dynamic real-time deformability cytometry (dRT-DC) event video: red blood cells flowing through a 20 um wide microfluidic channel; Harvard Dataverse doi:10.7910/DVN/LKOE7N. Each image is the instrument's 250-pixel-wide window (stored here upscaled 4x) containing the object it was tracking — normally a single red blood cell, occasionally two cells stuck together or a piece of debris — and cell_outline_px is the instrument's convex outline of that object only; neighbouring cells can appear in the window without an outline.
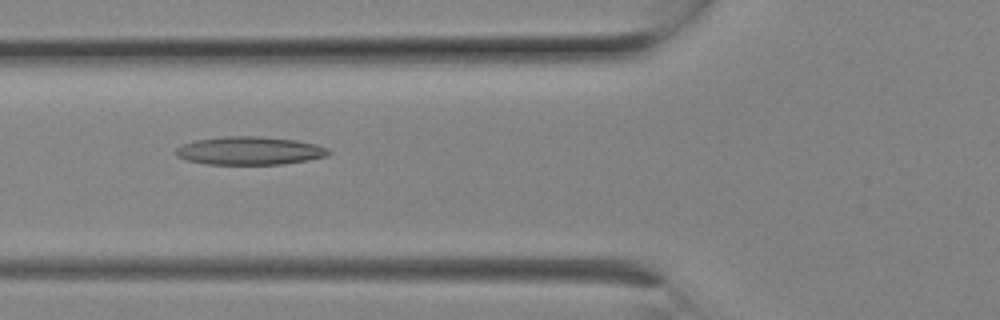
{"species": "Egyptian fruit bat (a non-hibernating species)", "species_latin": "Rousettus aegyptiacus", "temperature_condition": "room temperature", "stored_images_in_passage": 8, "camera_frame_rate_fps": 3000, "um_per_image_px": 0.085, "animal": {"sex": "female"}, "frame": {"image": 1, "passage_image": 7, "time_ms": 2.0, "image_size_px": [1000, 320], "cell_outline_px": [[332, 152], [328, 156], [308, 160], [284, 164], [204, 164], [188, 160], [176, 156], [176, 148], [184, 144], [196, 140], [224, 136], [256, 136], [296, 140], [316, 144], [328, 148]], "centroid_in_image_um": [21.25, 12.81], "position_along_channel_um": 104.5, "area_um2": 25.09}}
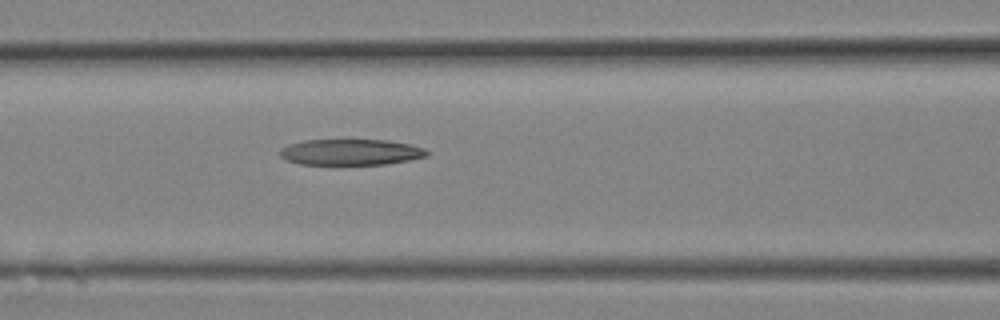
{"frame": {"image": 2, "passage_image": 8, "time_ms": 2.333, "image_size_px": [1000, 320], "cell_outline_px": [[428, 156], [388, 164], [300, 164], [288, 160], [280, 156], [280, 148], [288, 144], [304, 140], [388, 140], [408, 144], [424, 148], [428, 152]], "centroid_in_image_um": [29.8, 12.92], "position_along_channel_um": 136.8, "area_um2": 22.14}}